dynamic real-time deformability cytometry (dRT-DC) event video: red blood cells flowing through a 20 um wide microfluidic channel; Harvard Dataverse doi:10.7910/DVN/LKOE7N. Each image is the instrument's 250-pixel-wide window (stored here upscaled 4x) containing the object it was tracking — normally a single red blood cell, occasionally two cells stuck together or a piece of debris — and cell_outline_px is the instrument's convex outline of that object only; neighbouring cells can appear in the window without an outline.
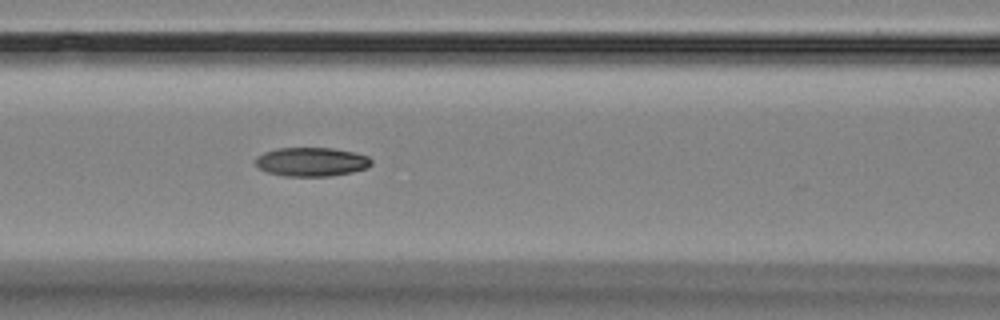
{"species": "Egyptian fruit bat (a non-hibernating species)", "species_latin": "Rousettus aegyptiacus", "temperature_condition": "room temperature", "stored_images_in_passage": 6, "camera_frame_rate_fps": 3000, "um_per_image_px": 0.085, "animal": {"sex": "female"}, "frame": {"image": 1, "passage_image": 6, "time_ms": 5.667, "image_size_px": [1000, 320], "cell_outline_px": [[372, 164], [368, 168], [352, 172], [328, 176], [284, 176], [268, 172], [260, 168], [256, 164], [256, 156], [264, 152], [276, 148], [332, 148], [356, 152], [368, 156], [372, 160]], "centroid_in_image_um": [26.51, 13.75], "position_along_channel_um": 140.1, "area_um2": 19.59}}